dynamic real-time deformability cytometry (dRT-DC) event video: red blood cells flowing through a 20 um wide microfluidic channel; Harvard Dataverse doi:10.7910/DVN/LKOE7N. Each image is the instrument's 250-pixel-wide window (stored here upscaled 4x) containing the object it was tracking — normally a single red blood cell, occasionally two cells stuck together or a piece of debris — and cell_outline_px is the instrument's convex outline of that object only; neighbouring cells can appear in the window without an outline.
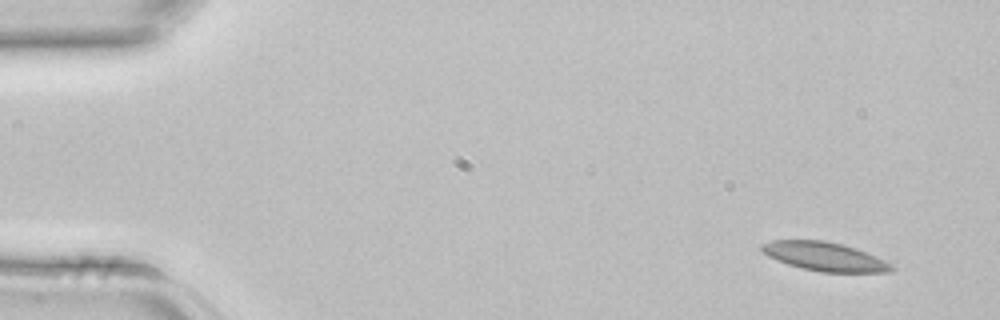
{"species": "common noctule bat (a hibernating species)", "species_latin": "Nyctalus noctula", "temperature_condition": "room temperature", "stored_images_in_passage": 3, "camera_frame_rate_fps": 3000, "um_per_image_px": 0.085, "animal": {"sex": "female", "body_mass_g": 22.7, "forearm_length_mm": 54.2}, "frame": {"image": 1, "passage_image": 1, "time_ms": 0.0, "image_size_px": [1000, 320], "cell_outline_px": [[896, 268], [888, 272], [820, 272], [788, 264], [776, 260], [768, 256], [760, 248], [760, 244], [772, 240], [824, 240], [840, 244], [876, 256], [892, 264]], "centroid_in_image_um": [70.07, 21.8], "position_along_channel_um": 14.9, "area_um2": 21.5}}